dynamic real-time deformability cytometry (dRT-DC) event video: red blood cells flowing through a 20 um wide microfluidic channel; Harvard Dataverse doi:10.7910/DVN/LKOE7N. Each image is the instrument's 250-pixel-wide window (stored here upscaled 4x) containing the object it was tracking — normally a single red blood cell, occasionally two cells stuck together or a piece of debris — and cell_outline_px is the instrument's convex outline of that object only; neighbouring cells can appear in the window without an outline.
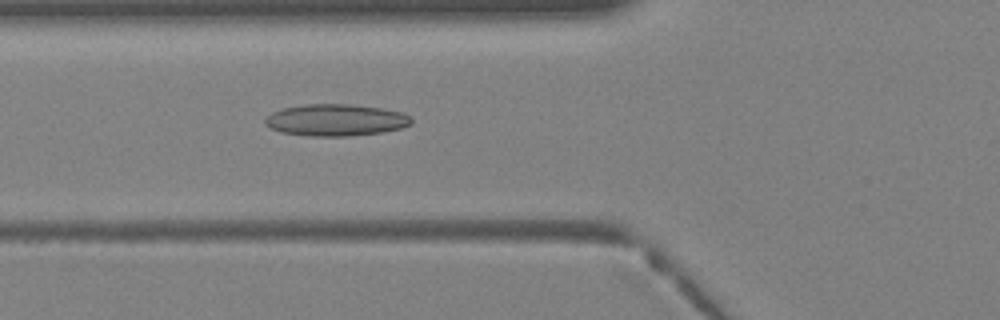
{"species": "Egyptian fruit bat (a non-hibernating species)", "species_latin": "Rousettus aegyptiacus", "temperature_condition": "warm", "stored_images_in_passage": 35, "camera_frame_rate_fps": 3000, "um_per_image_px": 0.085, "animal": {"sex": "female"}, "frame": {"image": 1, "passage_image": 11, "time_ms": 3.333, "image_size_px": [1000, 320], "cell_outline_px": [[412, 124], [400, 128], [380, 132], [348, 136], [312, 136], [280, 132], [264, 124], [264, 120], [272, 112], [284, 108], [304, 104], [348, 104], [380, 108], [404, 112], [412, 116]], "centroid_in_image_um": [28.56, 10.2], "position_along_channel_um": 97.2, "area_um2": 27.05}}
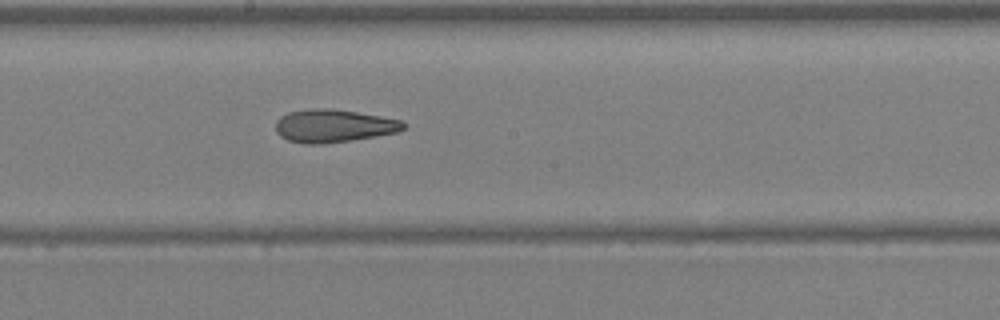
{"frame": {"image": 2, "passage_image": 18, "time_ms": 5.667, "image_size_px": [1000, 320], "cell_outline_px": [[404, 128], [396, 132], [352, 140], [320, 144], [304, 144], [288, 140], [280, 136], [276, 132], [276, 120], [280, 116], [288, 112], [308, 108], [332, 108], [380, 116], [400, 120], [404, 124]], "centroid_in_image_um": [28.28, 10.69], "position_along_channel_um": 219.9, "area_um2": 24.45}}
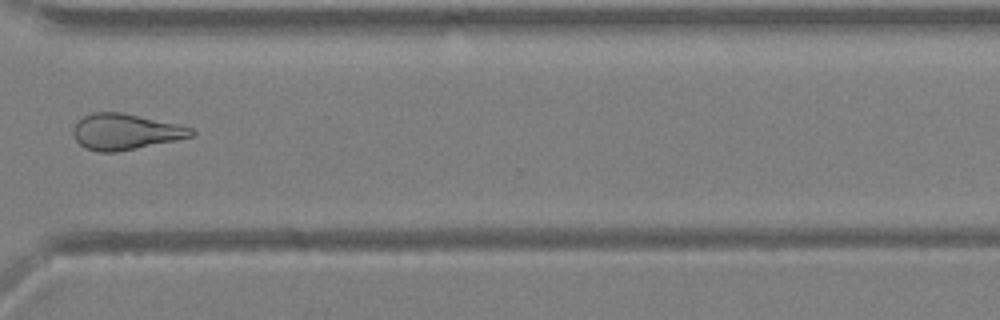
{"frame": {"image": 3, "passage_image": 26, "time_ms": 8.333, "image_size_px": [1000, 320], "cell_outline_px": [[196, 132], [192, 136], [176, 140], [116, 152], [96, 152], [84, 148], [76, 140], [72, 132], [72, 128], [84, 116], [92, 112], [120, 112], [176, 124], [192, 128]], "centroid_in_image_um": [10.61, 11.21], "position_along_channel_um": 360.0, "area_um2": 24.45}}